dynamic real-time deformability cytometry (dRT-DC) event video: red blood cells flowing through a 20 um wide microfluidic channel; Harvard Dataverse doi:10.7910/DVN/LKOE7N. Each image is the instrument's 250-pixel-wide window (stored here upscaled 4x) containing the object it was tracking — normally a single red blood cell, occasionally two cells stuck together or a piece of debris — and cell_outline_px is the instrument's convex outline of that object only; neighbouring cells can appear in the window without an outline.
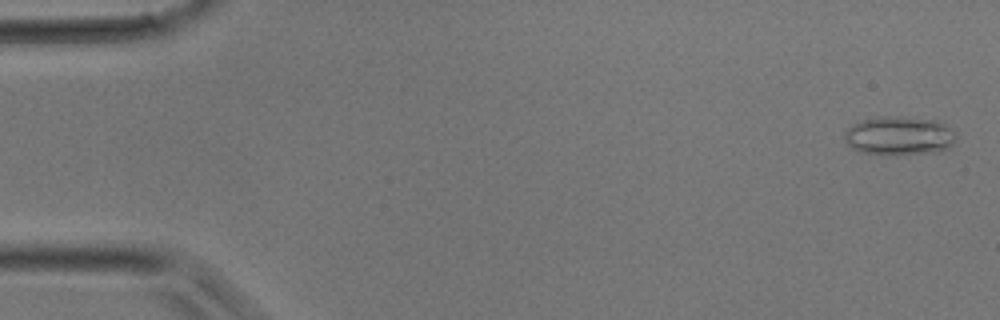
{"species": "common noctule bat (a hibernating species)", "species_latin": "Nyctalus noctula", "temperature_condition": "room temperature", "stored_images_in_passage": 9, "camera_frame_rate_fps": 3000, "um_per_image_px": 0.085, "animal": {"sex": "male", "body_mass_g": 17.9}, "frame": {"image": 1, "passage_image": 1, "time_ms": 0.0, "image_size_px": [1000, 320], "cell_outline_px": [[956, 140], [948, 148], [936, 152], [896, 156], [888, 156], [860, 152], [852, 148], [844, 140], [844, 132], [852, 124], [864, 120], [880, 116], [900, 116], [936, 120], [944, 124], [952, 132]], "centroid_in_image_um": [76.39, 11.56], "position_along_channel_um": 8.6, "area_um2": 25.55}}